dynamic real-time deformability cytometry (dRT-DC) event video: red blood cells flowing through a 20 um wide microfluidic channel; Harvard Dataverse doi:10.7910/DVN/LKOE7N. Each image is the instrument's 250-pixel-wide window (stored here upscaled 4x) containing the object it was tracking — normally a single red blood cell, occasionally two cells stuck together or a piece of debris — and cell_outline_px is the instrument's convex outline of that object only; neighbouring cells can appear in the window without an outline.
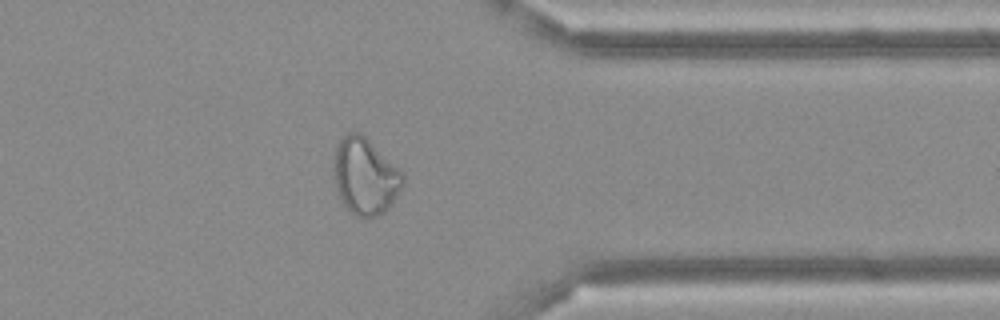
{"species": "Egyptian fruit bat (a non-hibernating species)", "species_latin": "Rousettus aegyptiacus", "temperature_condition": "cold", "stored_images_in_passage": 37, "camera_frame_rate_fps": 3000, "um_per_image_px": 0.085, "frame": {"image": 1, "passage_image": 27, "time_ms": 8.667, "image_size_px": [1000, 320], "cell_outline_px": [[404, 184], [392, 204], [384, 212], [376, 216], [364, 220], [356, 216], [344, 208], [336, 192], [332, 172], [332, 164], [336, 148], [340, 140], [348, 132], [360, 132], [400, 168], [404, 172]], "centroid_in_image_um": [31.02, 15.02], "position_along_channel_um": 380.4, "area_um2": 31.67}}